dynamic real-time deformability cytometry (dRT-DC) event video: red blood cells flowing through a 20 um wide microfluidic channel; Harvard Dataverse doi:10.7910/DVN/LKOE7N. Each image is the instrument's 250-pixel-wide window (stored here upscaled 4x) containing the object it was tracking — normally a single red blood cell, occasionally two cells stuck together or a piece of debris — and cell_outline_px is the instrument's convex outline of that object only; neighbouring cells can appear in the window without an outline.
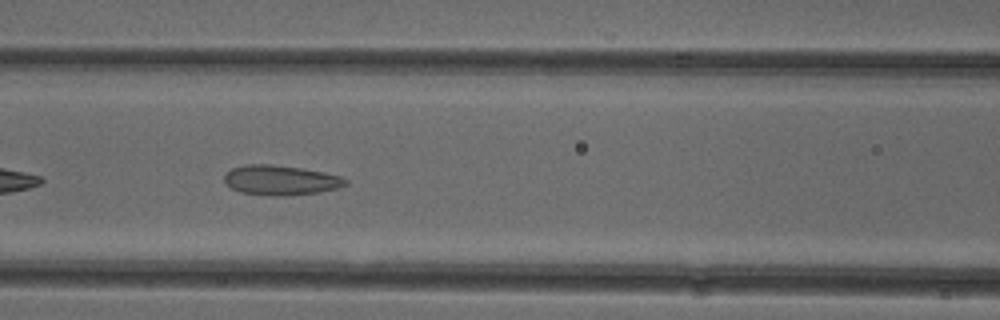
{"species": "common noctule bat (a hibernating species)", "species_latin": "Nyctalus noctula", "temperature_condition": "cold", "stored_images_in_passage": 30, "camera_frame_rate_fps": 3000, "um_per_image_px": 0.085, "animal": {"sex": "female"}, "frame": {"image": 1, "passage_image": 8, "time_ms": 2.333, "image_size_px": [1000, 320], "cell_outline_px": [[348, 184], [340, 188], [320, 192], [284, 196], [272, 196], [240, 192], [224, 184], [224, 172], [232, 168], [244, 164], [272, 164], [300, 168], [340, 176], [348, 180]], "centroid_in_image_um": [23.82, 15.32], "position_along_channel_um": 142.8, "area_um2": 21.27}}
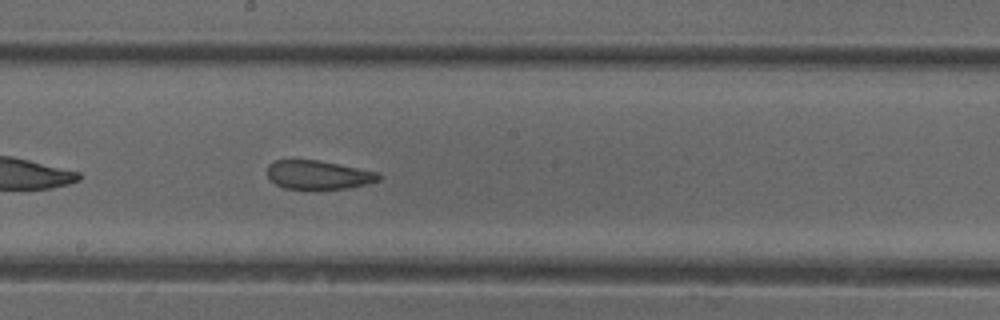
{"frame": {"image": 2, "passage_image": 14, "time_ms": 4.333, "image_size_px": [1000, 320], "cell_outline_px": [[384, 176], [380, 180], [368, 184], [348, 188], [284, 188], [276, 184], [268, 176], [268, 164], [276, 160], [320, 160], [380, 172]], "centroid_in_image_um": [27.14, 14.85], "position_along_channel_um": 221.1, "area_um2": 18.67}}
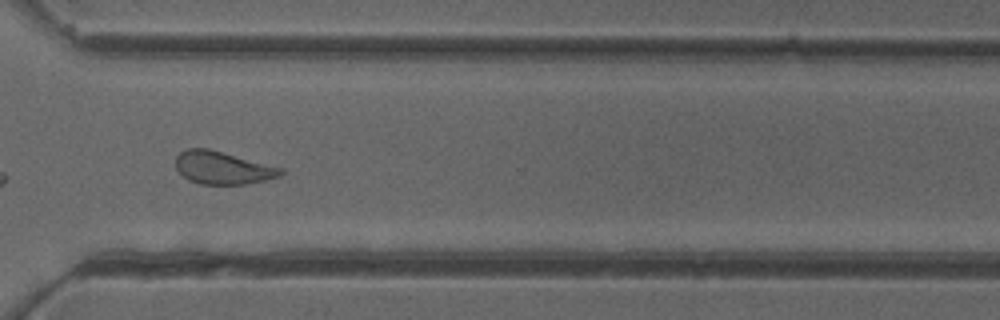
{"frame": {"image": 3, "passage_image": 24, "time_ms": 7.667, "image_size_px": [1000, 320], "cell_outline_px": [[284, 172], [280, 176], [264, 180], [244, 184], [200, 184], [188, 180], [176, 168], [176, 156], [180, 152], [188, 148], [208, 148], [284, 168]], "centroid_in_image_um": [18.93, 14.26], "position_along_channel_um": 351.7, "area_um2": 20.0}, "authors_computed_cell_mechanics": {"area_um2": 20.0277, "velocity_mm_per_s": 3.9332, "shape_relaxation_time_tau1_ms": null, "shape_relaxation_time_tau2_ms": 1.83, "deformation_change_tau1": null, "deformation_change_tau2": 0.1013}}